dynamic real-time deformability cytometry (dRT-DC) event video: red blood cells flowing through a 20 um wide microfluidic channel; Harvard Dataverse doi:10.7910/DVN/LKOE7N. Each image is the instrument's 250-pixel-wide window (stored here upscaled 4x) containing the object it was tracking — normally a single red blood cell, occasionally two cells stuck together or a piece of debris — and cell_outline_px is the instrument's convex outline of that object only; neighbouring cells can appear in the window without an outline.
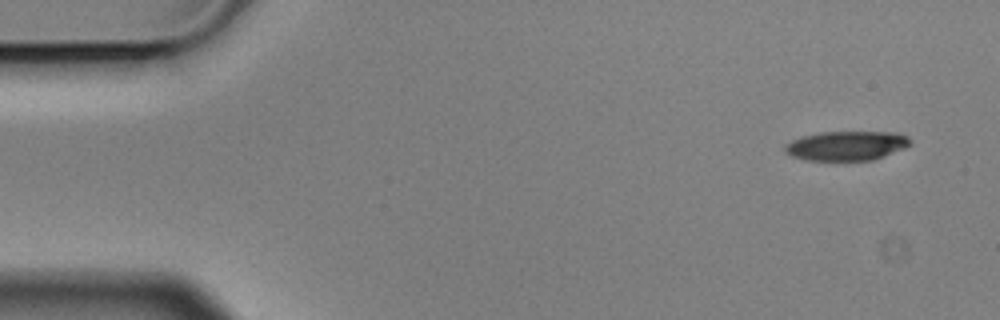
{"species": "Egyptian fruit bat (a non-hibernating species)", "species_latin": "Rousettus aegyptiacus", "temperature_condition": "cold", "stored_images_in_passage": 6, "camera_frame_rate_fps": 3000, "um_per_image_px": 0.085, "animal": {"sex": "male"}, "frame": {"image": 1, "passage_image": 1, "time_ms": 0.0, "image_size_px": [1000, 320], "cell_outline_px": [[912, 144], [904, 148], [884, 156], [872, 160], [804, 160], [792, 156], [784, 152], [784, 144], [792, 140], [804, 136], [820, 132], [896, 132], [908, 136], [912, 140]], "centroid_in_image_um": [71.96, 12.38], "position_along_channel_um": 13.0, "area_um2": 21.56}}
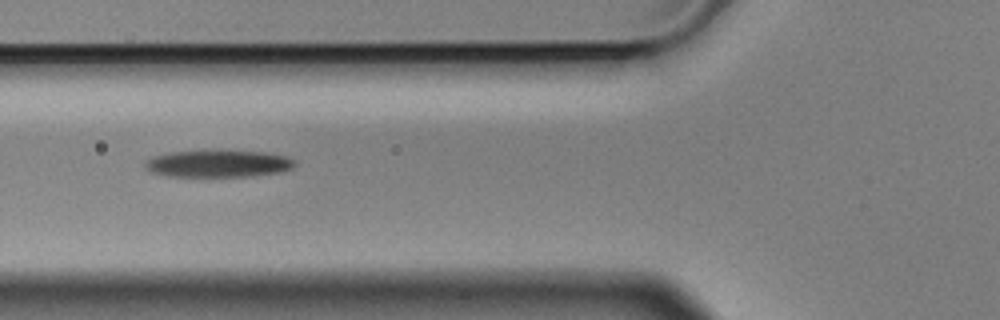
{"frame": {"image": 2, "passage_image": 5, "time_ms": 1.333, "image_size_px": [1000, 320], "cell_outline_px": [[296, 164], [292, 168], [280, 172], [252, 176], [164, 176], [148, 172], [144, 168], [144, 164], [152, 156], [172, 152], [264, 152], [288, 156], [296, 160]], "centroid_in_image_um": [18.54, 13.93], "position_along_channel_um": 107.3, "area_um2": 23.29}}
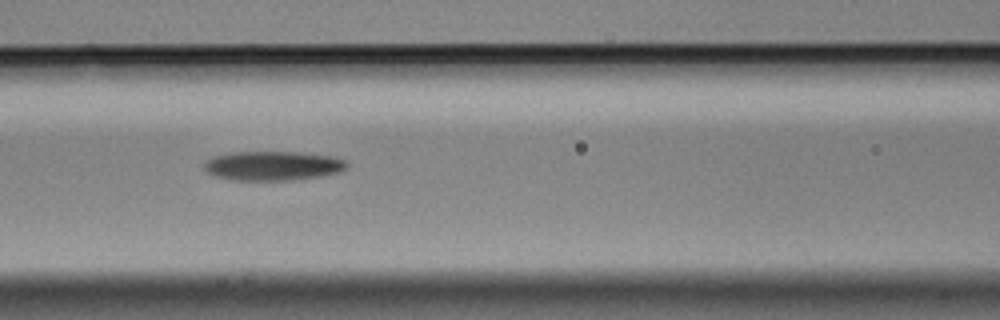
{"frame": {"image": 3, "passage_image": 6, "time_ms": 1.667, "image_size_px": [1000, 320], "cell_outline_px": [[348, 168], [340, 172], [320, 176], [292, 180], [232, 180], [212, 176], [204, 168], [204, 164], [208, 160], [216, 156], [232, 152], [300, 152], [336, 156], [348, 160]], "centroid_in_image_um": [23.26, 14.09], "position_along_channel_um": 143.3, "area_um2": 24.62}}